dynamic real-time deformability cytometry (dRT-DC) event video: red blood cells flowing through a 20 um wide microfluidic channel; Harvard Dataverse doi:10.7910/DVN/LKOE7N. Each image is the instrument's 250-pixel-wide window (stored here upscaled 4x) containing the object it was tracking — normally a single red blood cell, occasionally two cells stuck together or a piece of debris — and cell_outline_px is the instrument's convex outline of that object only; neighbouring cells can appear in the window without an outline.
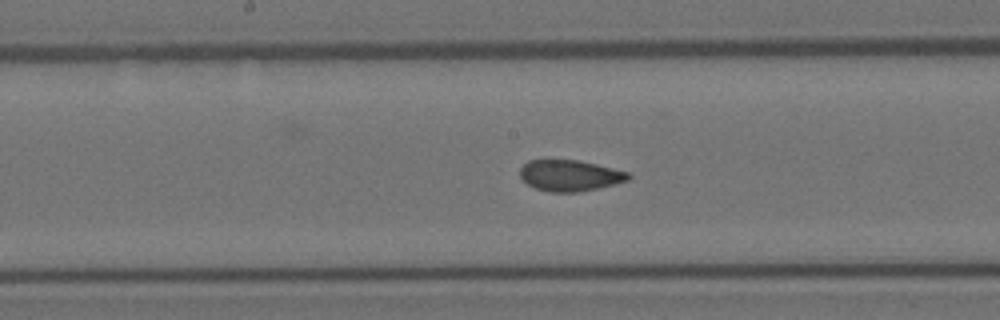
{"species": "Egyptian fruit bat (a non-hibernating species)", "species_latin": "Rousettus aegyptiacus", "temperature_condition": "room temperature", "stored_images_in_passage": 21, "camera_frame_rate_fps": 3000, "um_per_image_px": 0.085, "animal": {"sex": "female"}, "frame": {"image": 1, "passage_image": 7, "time_ms": 2.0, "image_size_px": [1000, 320], "cell_outline_px": [[632, 176], [628, 180], [596, 188], [576, 192], [548, 192], [536, 188], [528, 184], [520, 176], [520, 168], [528, 160], [576, 160], [596, 164], [628, 172]], "centroid_in_image_um": [48.41, 14.91], "position_along_channel_um": 199.8, "area_um2": 19.36}}
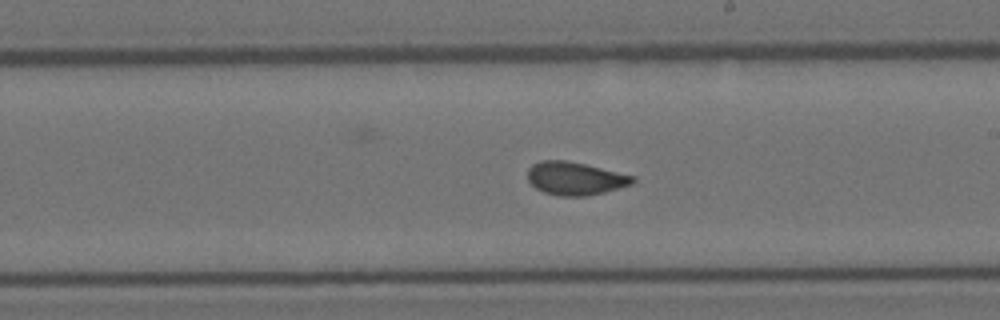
{"frame": {"image": 2, "passage_image": 10, "time_ms": 3.0, "image_size_px": [1000, 320], "cell_outline_px": [[636, 180], [632, 184], [604, 192], [584, 196], [560, 196], [544, 192], [536, 188], [528, 180], [528, 168], [532, 164], [540, 160], [564, 160], [584, 164], [636, 176]], "centroid_in_image_um": [48.88, 15.16], "position_along_channel_um": 240.1, "area_um2": 20.17}}